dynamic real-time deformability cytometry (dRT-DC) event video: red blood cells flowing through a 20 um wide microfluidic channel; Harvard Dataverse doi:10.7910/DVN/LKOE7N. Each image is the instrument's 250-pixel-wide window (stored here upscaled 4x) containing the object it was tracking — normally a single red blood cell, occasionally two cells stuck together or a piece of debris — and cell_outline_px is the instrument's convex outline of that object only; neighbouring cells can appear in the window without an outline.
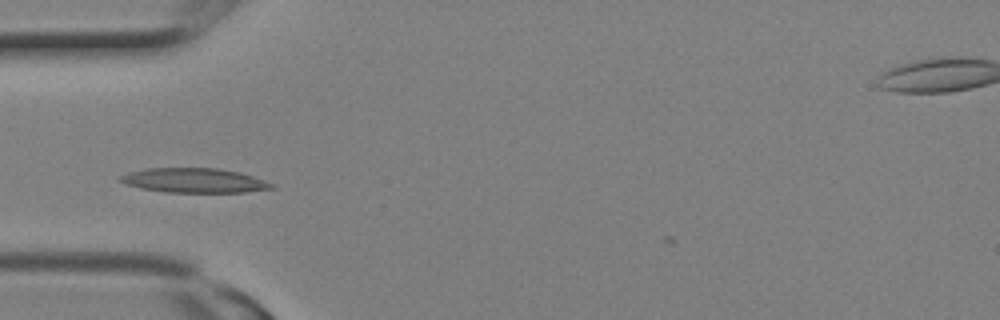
{"species": "Egyptian fruit bat (a non-hibernating species)", "species_latin": "Rousettus aegyptiacus", "temperature_condition": "room temperature", "stored_images_in_passage": 2, "camera_frame_rate_fps": 3000, "um_per_image_px": 0.085, "animal": {"sex": "female"}, "frame": {"image": 1, "passage_image": 1, "time_ms": 0.0, "image_size_px": [1000, 320], "cell_outline_px": [[276, 188], [244, 192], [164, 192], [140, 188], [116, 180], [120, 176], [128, 172], [148, 168], [220, 168], [240, 172], [276, 184]], "centroid_in_image_um": [16.53, 15.33], "position_along_channel_um": 68.5, "area_um2": 21.73}}